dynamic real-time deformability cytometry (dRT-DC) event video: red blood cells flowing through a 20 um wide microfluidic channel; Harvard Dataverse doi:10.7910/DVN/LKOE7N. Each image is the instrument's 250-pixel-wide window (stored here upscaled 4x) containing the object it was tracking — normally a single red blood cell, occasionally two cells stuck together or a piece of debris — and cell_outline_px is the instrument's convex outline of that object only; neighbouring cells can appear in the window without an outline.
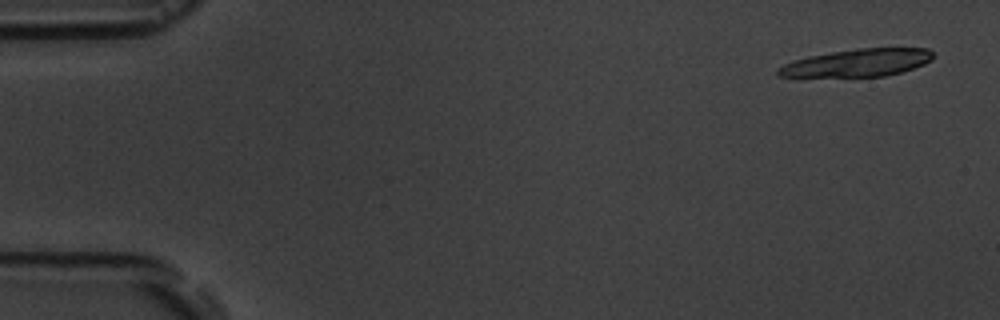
{"species": "common noctule bat (a hibernating species)", "species_latin": "Nyctalus noctula", "temperature_condition": "room temperature", "stored_images_in_passage": 11, "camera_frame_rate_fps": 3000, "um_per_image_px": 0.085, "animal": {"sex": "male", "body_mass_g": 19.5, "forearm_length_mm": 54.6}, "frame": {"image": 1, "passage_image": 1, "time_ms": 0.0, "image_size_px": [1000, 320], "cell_outline_px": [[936, 56], [932, 60], [924, 64], [900, 72], [884, 76], [800, 80], [796, 80], [776, 76], [776, 68], [792, 60], [808, 56], [856, 48], [928, 48]], "centroid_in_image_um": [72.69, 5.4], "position_along_channel_um": 12.3, "area_um2": 26.41}}